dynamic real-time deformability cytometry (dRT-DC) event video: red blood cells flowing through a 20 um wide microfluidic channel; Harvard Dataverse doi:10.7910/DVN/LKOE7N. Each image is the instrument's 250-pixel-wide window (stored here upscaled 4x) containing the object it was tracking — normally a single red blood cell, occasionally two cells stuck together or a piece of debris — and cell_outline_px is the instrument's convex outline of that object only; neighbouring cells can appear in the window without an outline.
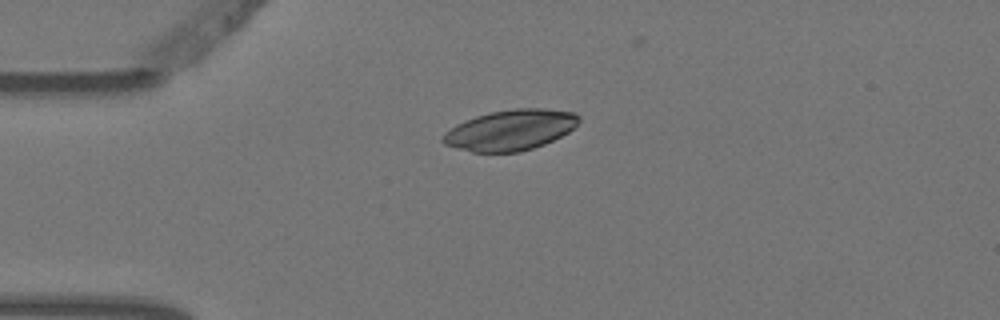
{"species": "Egyptian fruit bat (a non-hibernating species)", "species_latin": "Rousettus aegyptiacus", "temperature_condition": "warm", "stored_images_in_passage": 2, "camera_frame_rate_fps": 3000, "um_per_image_px": 0.085, "animal": {"sex": "female"}, "frame": {"image": 1, "passage_image": 1, "time_ms": 0.0, "image_size_px": [1000, 320], "cell_outline_px": [[580, 120], [568, 132], [544, 144], [520, 152], [472, 152], [444, 144], [440, 140], [444, 132], [456, 124], [476, 116], [488, 112], [516, 108], [544, 108], [576, 112], [580, 116]], "centroid_in_image_um": [43.37, 11.04], "position_along_channel_um": 41.6, "area_um2": 32.19}}